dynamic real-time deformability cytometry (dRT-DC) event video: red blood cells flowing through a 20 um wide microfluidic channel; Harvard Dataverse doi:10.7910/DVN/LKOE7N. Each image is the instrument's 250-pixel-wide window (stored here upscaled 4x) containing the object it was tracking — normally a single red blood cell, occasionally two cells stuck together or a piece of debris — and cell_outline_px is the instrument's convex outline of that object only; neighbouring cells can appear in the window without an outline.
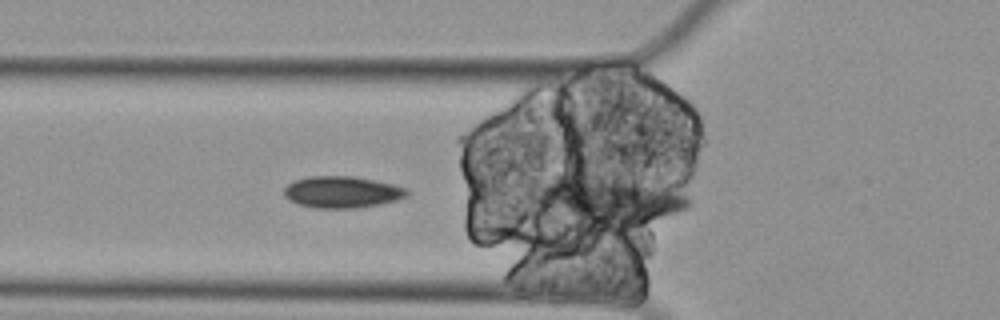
{"species": "Egyptian fruit bat (a non-hibernating species)", "species_latin": "Rousettus aegyptiacus", "temperature_condition": "cold", "stored_images_in_passage": 13, "segment_of_instrument_passage": [1, 2], "camera_frame_rate_fps": 3000, "um_per_image_px": 0.085, "animal": {"sex": "female"}, "frame": {"image": 1, "passage_image": 12, "time_ms": 3.667, "image_size_px": [1000, 320], "cell_outline_px": [[408, 196], [396, 200], [380, 204], [356, 208], [316, 208], [300, 204], [288, 200], [284, 196], [284, 188], [288, 184], [296, 180], [308, 176], [352, 176], [376, 180], [392, 184], [404, 188], [408, 192]], "centroid_in_image_um": [29.06, 16.32], "position_along_channel_um": 96.7, "area_um2": 22.6}}